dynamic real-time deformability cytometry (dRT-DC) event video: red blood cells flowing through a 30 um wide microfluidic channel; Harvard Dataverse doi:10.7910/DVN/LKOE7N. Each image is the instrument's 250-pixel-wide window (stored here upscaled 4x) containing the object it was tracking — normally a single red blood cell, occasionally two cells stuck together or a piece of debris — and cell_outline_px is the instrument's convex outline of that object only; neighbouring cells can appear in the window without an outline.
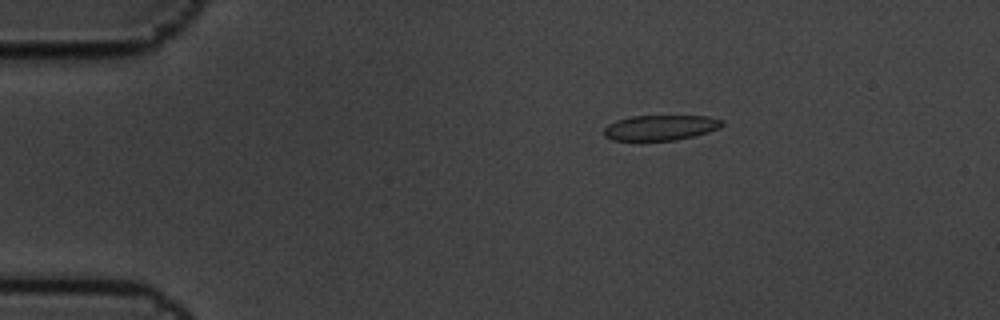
{"species": "common noctule bat (a hibernating species)", "species_latin": "Nyctalus noctula", "temperature_condition": "cold", "stored_images_in_passage": 4, "camera_frame_rate_fps": 3000, "um_per_image_px": 0.085, "animal": {"sex": "male", "body_mass_g": 19.5, "forearm_length_mm": 54.6}, "frame": {"image": 1, "passage_image": 2, "time_ms": 0.333, "image_size_px": [1000, 320], "cell_outline_px": [[724, 124], [720, 128], [708, 132], [676, 140], [612, 140], [604, 136], [604, 128], [608, 124], [616, 120], [632, 116], [708, 116], [724, 120]], "centroid_in_image_um": [56.15, 10.84], "position_along_channel_um": 28.8, "area_um2": 17.4}}